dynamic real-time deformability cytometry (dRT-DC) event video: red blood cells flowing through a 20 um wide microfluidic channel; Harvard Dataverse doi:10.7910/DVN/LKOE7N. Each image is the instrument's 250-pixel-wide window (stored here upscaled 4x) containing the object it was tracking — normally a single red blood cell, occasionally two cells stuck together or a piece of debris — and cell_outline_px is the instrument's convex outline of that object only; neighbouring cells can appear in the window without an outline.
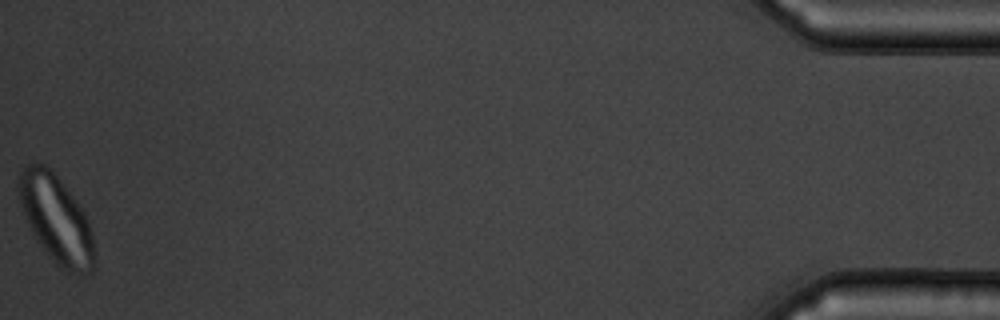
{"species": "common noctule bat (a hibernating species)", "species_latin": "Nyctalus noctula", "temperature_condition": "warm", "stored_images_in_passage": 47, "camera_frame_rate_fps": 3000, "um_per_image_px": 0.085, "animal": {"sex": "male", "body_mass_g": 19.5, "forearm_length_mm": 54.6}, "frame": {"image": 1, "passage_image": 47, "time_ms": 15.333, "image_size_px": [1000, 320], "cell_outline_px": [[96, 268], [88, 276], [80, 276], [68, 272], [56, 264], [44, 252], [36, 240], [20, 208], [16, 188], [20, 172], [24, 164], [44, 164], [60, 180], [84, 212], [88, 220], [92, 232]], "centroid_in_image_um": [4.77, 18.69], "position_along_channel_um": 430.4, "area_um2": 39.25}}